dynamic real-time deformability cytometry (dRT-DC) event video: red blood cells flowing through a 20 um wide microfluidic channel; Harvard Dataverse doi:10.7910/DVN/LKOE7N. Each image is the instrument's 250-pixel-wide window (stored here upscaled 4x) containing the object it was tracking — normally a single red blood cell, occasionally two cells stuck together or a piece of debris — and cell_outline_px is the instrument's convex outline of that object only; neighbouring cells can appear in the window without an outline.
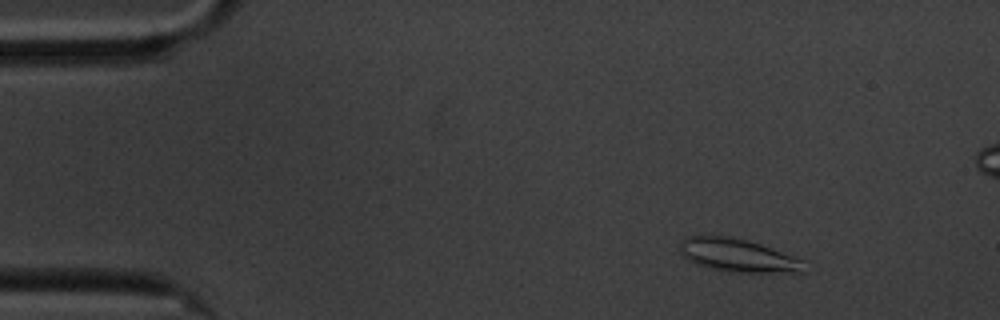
{"species": "common noctule bat (a hibernating species)", "species_latin": "Nyctalus noctula", "temperature_condition": "cold", "stored_images_in_passage": 54, "camera_frame_rate_fps": 3000, "um_per_image_px": 0.085, "animal": {"sex": "male", "body_mass_g": 20.1, "forearm_length_mm": 53.5}, "frame": {"image": 1, "passage_image": 2, "time_ms": 0.333, "image_size_px": [1000, 320], "cell_outline_px": [[808, 260], [804, 272], [728, 272], [712, 268], [688, 260], [680, 252], [680, 240], [688, 236], [728, 236], [760, 244]], "centroid_in_image_um": [62.79, 21.71], "position_along_channel_um": 22.2, "area_um2": 23.99}}
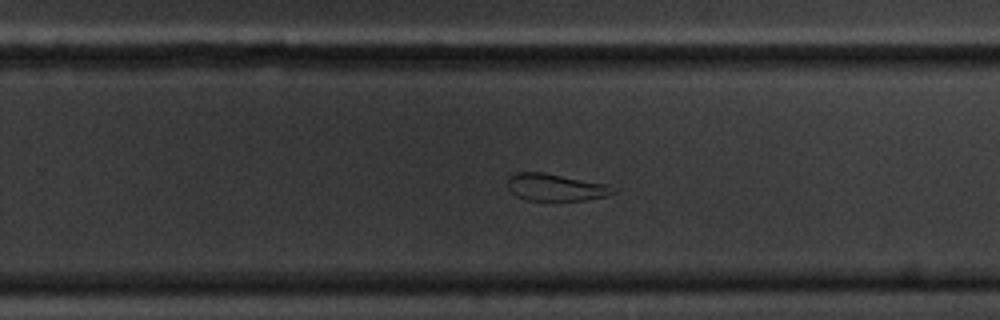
{"frame": {"image": 2, "passage_image": 32, "time_ms": 10.333, "image_size_px": [1000, 320], "cell_outline_px": [[616, 192], [604, 196], [584, 200], [556, 204], [528, 200], [516, 196], [508, 188], [508, 176], [516, 172], [544, 172], [604, 184], [616, 188]], "centroid_in_image_um": [47.18, 15.97], "position_along_channel_um": 282.6, "area_um2": 17.28}}
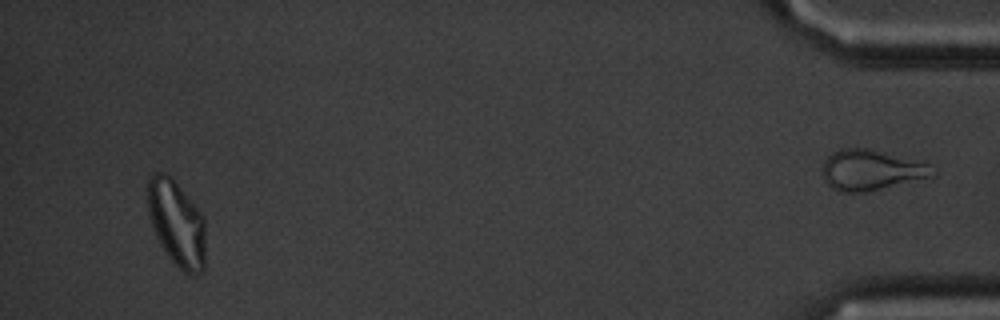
{"frame": {"image": 3, "passage_image": 51, "time_ms": 16.667, "image_size_px": [1000, 320], "cell_outline_px": [[204, 268], [200, 272], [188, 276], [168, 256], [160, 244], [156, 236], [148, 212], [144, 188], [148, 180], [156, 172], [164, 172], [172, 176], [204, 216]], "centroid_in_image_um": [14.98, 18.91], "position_along_channel_um": 420.2, "area_um2": 29.3}}